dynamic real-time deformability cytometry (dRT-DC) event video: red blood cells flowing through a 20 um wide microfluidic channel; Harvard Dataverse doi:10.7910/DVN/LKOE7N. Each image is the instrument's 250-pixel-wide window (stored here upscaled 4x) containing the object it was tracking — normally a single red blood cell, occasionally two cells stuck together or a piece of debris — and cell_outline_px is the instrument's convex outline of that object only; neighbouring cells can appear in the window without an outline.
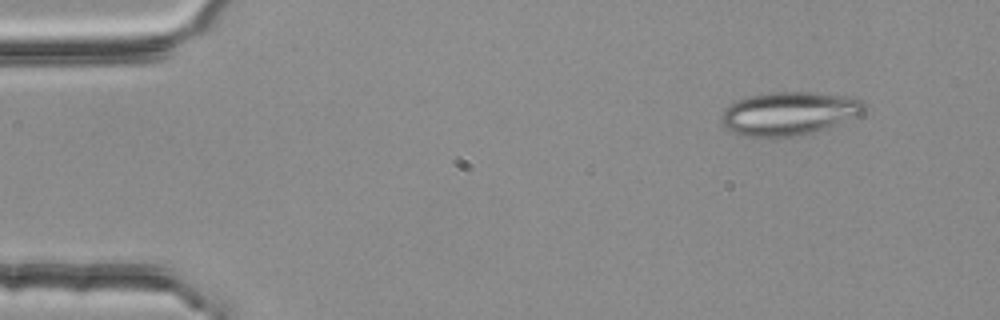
{"species": "common noctule bat (a hibernating species)", "species_latin": "Nyctalus noctula", "temperature_condition": "room temperature", "stored_images_in_passage": 3, "camera_frame_rate_fps": 3000, "um_per_image_px": 0.085, "animal": {"sex": "female", "body_mass_g": 25.1}, "frame": {"image": 1, "passage_image": 1, "time_ms": 0.0, "image_size_px": [1000, 320], "cell_outline_px": [[868, 108], [860, 116], [812, 132], [796, 136], [776, 140], [740, 136], [728, 132], [724, 128], [720, 120], [720, 116], [724, 108], [748, 96], [772, 92], [812, 92], [856, 96]], "centroid_in_image_um": [67.04, 9.68], "position_along_channel_um": 18.0, "area_um2": 37.22}}